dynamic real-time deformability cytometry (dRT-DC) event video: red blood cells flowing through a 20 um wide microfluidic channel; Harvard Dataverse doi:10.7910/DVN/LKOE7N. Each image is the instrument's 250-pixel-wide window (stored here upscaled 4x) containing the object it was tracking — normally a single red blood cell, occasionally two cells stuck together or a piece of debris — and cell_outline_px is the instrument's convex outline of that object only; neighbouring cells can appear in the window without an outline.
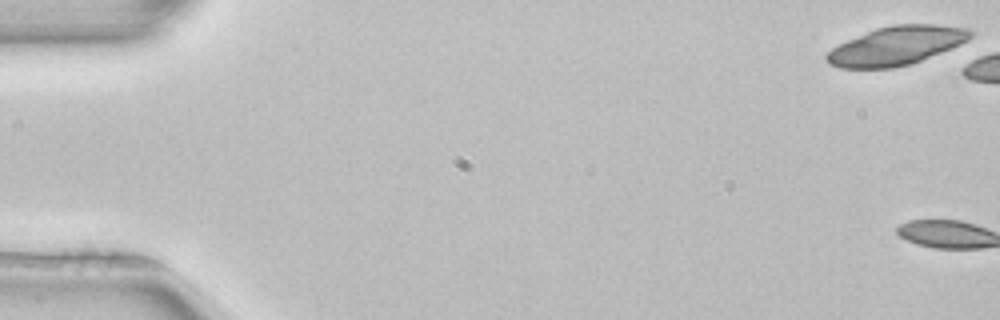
{"species": "common noctule bat (a hibernating species)", "species_latin": "Nyctalus noctula", "temperature_condition": "room temperature", "stored_images_in_passage": 3, "camera_frame_rate_fps": 3000, "um_per_image_px": 0.085, "animal": {"sex": "female", "body_mass_g": 22.7, "forearm_length_mm": 54.2}, "frame": {"image": 1, "passage_image": 1, "time_ms": 0.0, "image_size_px": [1000, 320], "cell_outline_px": [[976, 32], [968, 40], [952, 48], [912, 64], [892, 68], [840, 68], [828, 64], [824, 60], [824, 56], [832, 48], [848, 40], [876, 28], [892, 24], [936, 24], [968, 28]], "centroid_in_image_um": [76.21, 3.89], "position_along_channel_um": 8.8, "area_um2": 32.6}}